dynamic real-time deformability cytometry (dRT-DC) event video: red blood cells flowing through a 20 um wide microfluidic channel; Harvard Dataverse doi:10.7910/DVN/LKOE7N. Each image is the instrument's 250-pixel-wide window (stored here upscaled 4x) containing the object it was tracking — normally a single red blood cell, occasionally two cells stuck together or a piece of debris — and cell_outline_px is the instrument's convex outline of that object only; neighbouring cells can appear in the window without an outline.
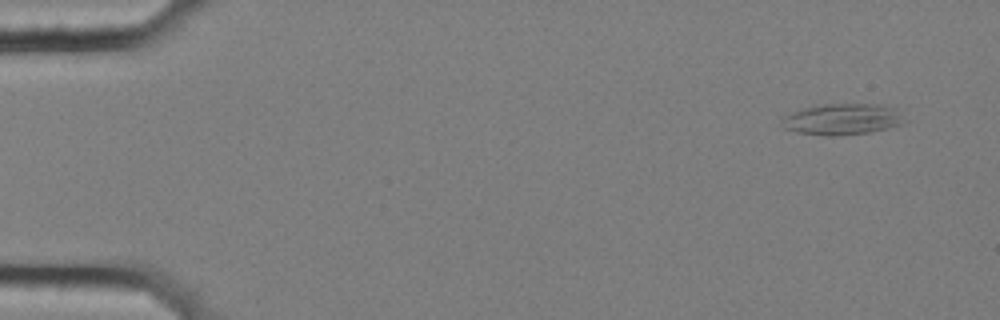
{"species": "common noctule bat (a hibernating species)", "species_latin": "Nyctalus noctula", "temperature_condition": "cold", "stored_images_in_passage": 57, "camera_frame_rate_fps": 3000, "um_per_image_px": 0.085, "animal": {"sex": "female", "body_mass_g": 25.1}, "frame": {"image": 1, "passage_image": 1, "time_ms": 0.0, "image_size_px": [1000, 320], "cell_outline_px": [[904, 124], [888, 128], [868, 132], [832, 136], [824, 136], [796, 132], [784, 128], [780, 124], [780, 120], [784, 116], [792, 112], [804, 108], [824, 104], [880, 104], [896, 108]], "centroid_in_image_um": [71.54, 10.14], "position_along_channel_um": 13.5, "area_um2": 22.2}}
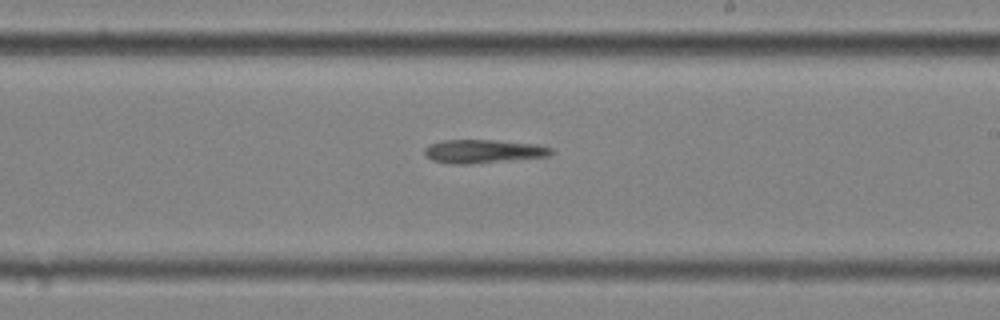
{"frame": {"image": 2, "passage_image": 33, "time_ms": 10.667, "image_size_px": [1000, 320], "cell_outline_px": [[556, 152], [548, 156], [468, 164], [452, 164], [432, 160], [424, 152], [424, 148], [432, 144], [444, 140], [496, 140], [536, 144], [552, 148]], "centroid_in_image_um": [41.11, 12.86], "position_along_channel_um": 247.9, "area_um2": 17.17}}
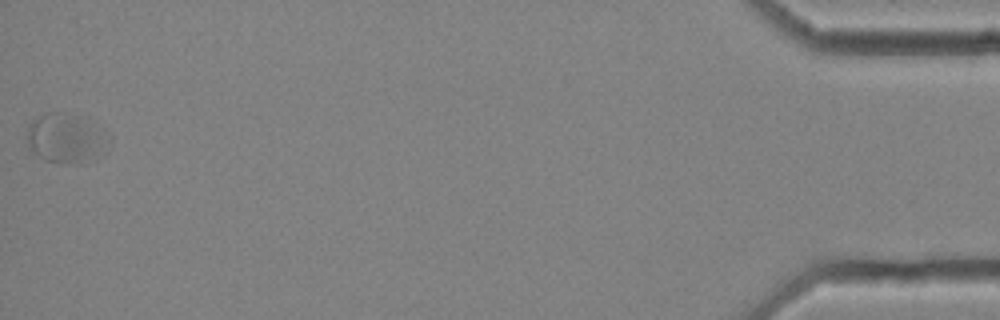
{"frame": {"image": 3, "passage_image": 57, "time_ms": 18.667, "image_size_px": [1000, 320], "cell_outline_px": [[96, 136], [88, 148], [76, 160], [64, 164], [44, 160], [28, 148], [28, 124], [32, 120], [44, 112], [56, 112], [76, 116], [96, 132]], "centroid_in_image_um": [5.04, 11.65], "position_along_channel_um": 430.2, "area_um2": 19.13}, "authors_computed_cell_mechanics": {"area_um2": 19.3052, "velocity_mm_per_s": 3.4096, "shape_relaxation_time_tau1_ms": null, "shape_relaxation_time_tau2_ms": 2.3753, "deformation_change_tau1": null, "deformation_change_tau2": 0.0672}}